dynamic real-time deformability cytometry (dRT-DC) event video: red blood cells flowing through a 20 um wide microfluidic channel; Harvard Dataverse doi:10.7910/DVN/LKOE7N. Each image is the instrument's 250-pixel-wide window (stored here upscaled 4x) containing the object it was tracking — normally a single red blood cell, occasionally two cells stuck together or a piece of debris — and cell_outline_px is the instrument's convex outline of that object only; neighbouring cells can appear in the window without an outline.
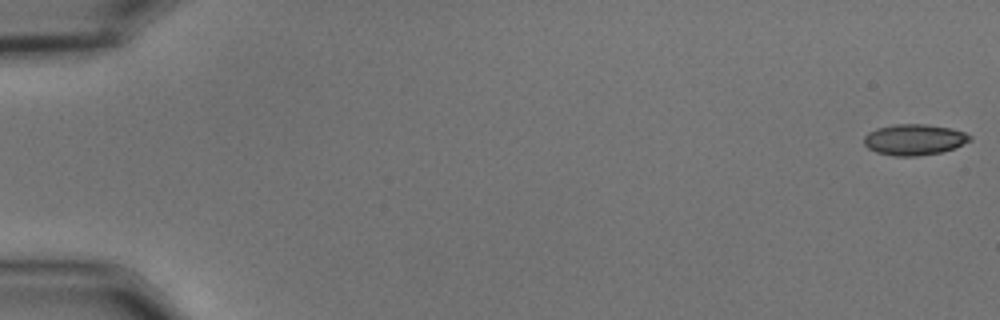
{"species": "common noctule bat (a hibernating species)", "species_latin": "Nyctalus noctula", "temperature_condition": "cold", "stored_images_in_passage": 56, "camera_frame_rate_fps": 3000, "um_per_image_px": 0.085, "animal": {"sex": "male", "body_mass_g": 15.6}, "frame": {"image": 1, "passage_image": 1, "time_ms": 0.0, "image_size_px": [1000, 320], "cell_outline_px": [[972, 140], [952, 148], [940, 152], [916, 156], [892, 156], [876, 152], [868, 148], [864, 144], [864, 136], [868, 132], [876, 128], [892, 124], [928, 124], [948, 128], [964, 132], [972, 136]], "centroid_in_image_um": [77.67, 11.86], "position_along_channel_um": 7.3, "area_um2": 19.07}}
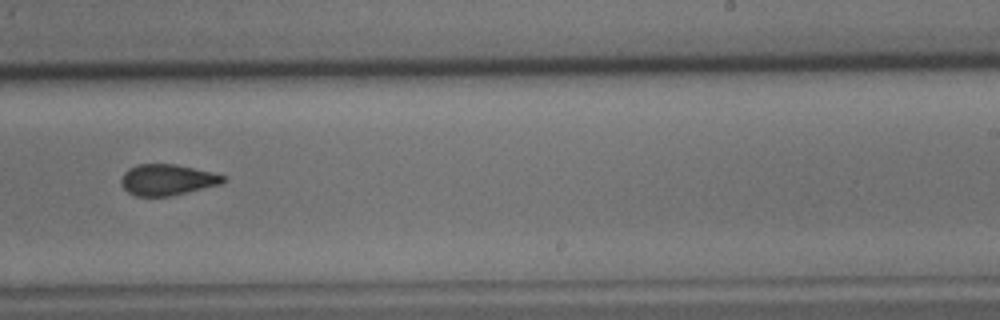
{"frame": {"image": 2, "passage_image": 36, "time_ms": 11.667, "image_size_px": [1000, 320], "cell_outline_px": [[228, 180], [220, 184], [172, 196], [136, 196], [128, 192], [120, 184], [120, 180], [124, 172], [128, 168], [136, 164], [176, 164], [228, 176]], "centroid_in_image_um": [14.22, 15.28], "position_along_channel_um": 274.8, "area_um2": 18.61}}
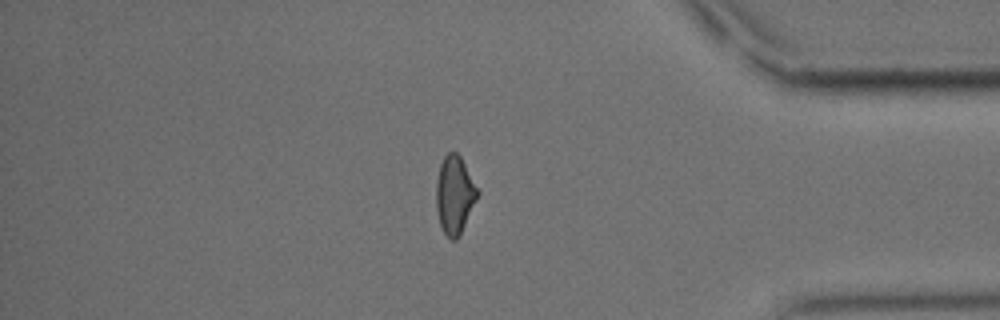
{"frame": {"image": 3, "passage_image": 48, "time_ms": 15.667, "image_size_px": [1000, 320], "cell_outline_px": [[480, 192], [460, 236], [456, 240], [452, 240], [444, 232], [440, 224], [436, 208], [436, 180], [440, 164], [444, 156], [448, 152], [456, 152], [460, 156]], "centroid_in_image_um": [38.64, 16.56], "position_along_channel_um": 396.6, "area_um2": 18.79}, "authors_computed_cell_mechanics": {"area_um2": 19.1029, "velocity_mm_per_s": 3.6427, "shape_relaxation_time_tau1_ms": 8.1078, "shape_relaxation_time_tau2_ms": 3.7209, "deformation_change_tau1": 0.1585, "deformation_change_tau2": 0.0929}}